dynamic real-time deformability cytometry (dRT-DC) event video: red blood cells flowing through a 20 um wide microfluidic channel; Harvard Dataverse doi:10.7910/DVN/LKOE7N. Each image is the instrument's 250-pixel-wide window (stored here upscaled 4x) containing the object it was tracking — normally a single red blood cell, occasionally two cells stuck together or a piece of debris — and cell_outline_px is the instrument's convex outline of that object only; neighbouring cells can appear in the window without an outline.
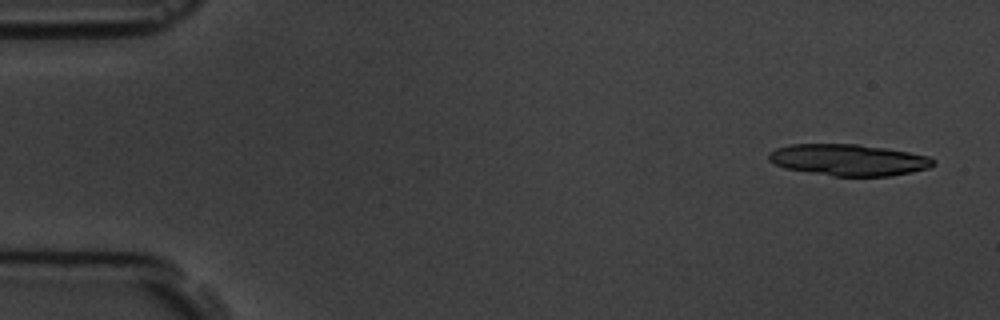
{"species": "common noctule bat (a hibernating species)", "species_latin": "Nyctalus noctula", "temperature_condition": "room temperature", "stored_images_in_passage": 6, "segment_of_instrument_passage": [1, 2], "camera_frame_rate_fps": 3000, "um_per_image_px": 0.085, "animal": {"sex": "male", "body_mass_g": 19.5, "forearm_length_mm": 54.6}, "frame": {"image": 1, "passage_image": 1, "time_ms": 0.0, "image_size_px": [1000, 320], "cell_outline_px": [[936, 164], [928, 168], [912, 172], [888, 176], [832, 176], [784, 168], [768, 160], [768, 156], [776, 148], [788, 144], [860, 144], [908, 152], [928, 156], [936, 160]], "centroid_in_image_um": [72.14, 13.59], "position_along_channel_um": 12.9, "area_um2": 30.17}}